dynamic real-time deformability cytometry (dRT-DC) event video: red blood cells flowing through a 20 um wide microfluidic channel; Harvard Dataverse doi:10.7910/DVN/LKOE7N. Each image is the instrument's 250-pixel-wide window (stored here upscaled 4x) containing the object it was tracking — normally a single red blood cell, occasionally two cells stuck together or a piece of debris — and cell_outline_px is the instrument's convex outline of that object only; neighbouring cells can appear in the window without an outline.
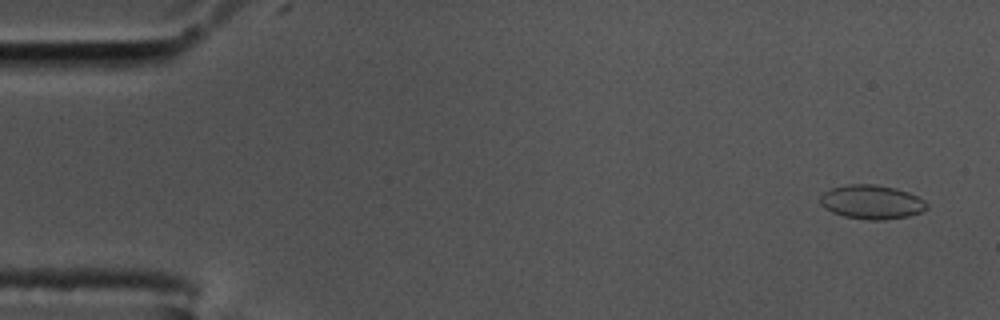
{"species": "common noctule bat (a hibernating species)", "species_latin": "Nyctalus noctula", "temperature_condition": "cold", "stored_images_in_passage": 37, "camera_frame_rate_fps": 3000, "um_per_image_px": 0.085, "animal": {"sex": "male", "body_mass_g": 17.5, "forearm_length_mm": 52.3}, "frame": {"image": 1, "passage_image": 1, "time_ms": 0.0, "image_size_px": [1000, 320], "cell_outline_px": [[928, 208], [920, 212], [908, 216], [884, 220], [868, 220], [844, 216], [832, 212], [824, 208], [820, 204], [820, 196], [824, 192], [832, 188], [848, 184], [876, 184], [896, 188], [908, 192], [924, 200], [928, 204]], "centroid_in_image_um": [74.09, 17.17], "position_along_channel_um": 10.9, "area_um2": 21.21}}
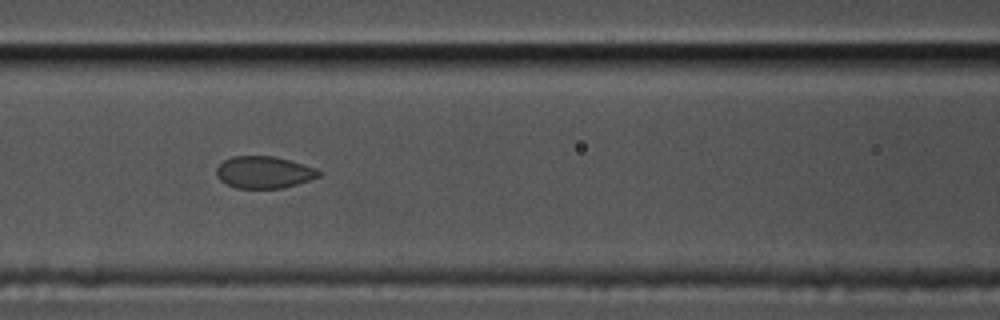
{"frame": {"image": 2, "passage_image": 23, "time_ms": 7.333, "image_size_px": [1000, 320], "cell_outline_px": [[320, 176], [284, 188], [236, 188], [220, 180], [216, 176], [216, 168], [224, 160], [232, 156], [272, 156], [288, 160], [316, 168], [320, 172]], "centroid_in_image_um": [22.4, 14.64], "position_along_channel_um": 144.2, "area_um2": 18.9}}
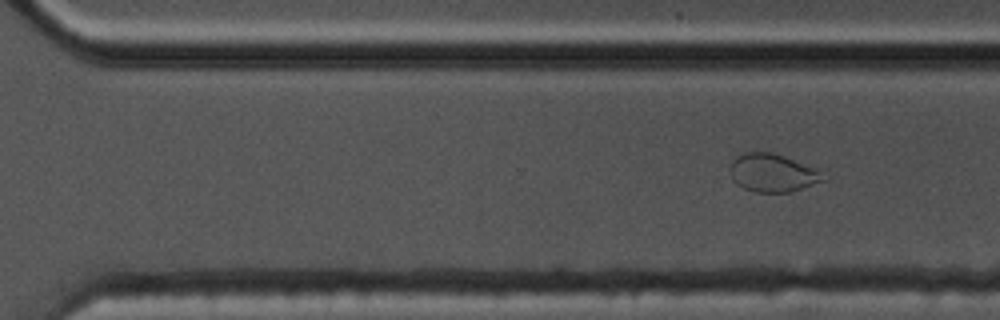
{"frame": {"image": 3, "passage_image": 37, "time_ms": 12.0, "image_size_px": [1000, 320], "cell_outline_px": [[828, 180], [788, 192], [756, 192], [744, 188], [736, 184], [732, 180], [732, 160], [736, 156], [744, 152], [772, 152], [784, 156], [812, 168]], "centroid_in_image_um": [65.63, 14.7], "position_along_channel_um": 305.0, "area_um2": 20.17}}